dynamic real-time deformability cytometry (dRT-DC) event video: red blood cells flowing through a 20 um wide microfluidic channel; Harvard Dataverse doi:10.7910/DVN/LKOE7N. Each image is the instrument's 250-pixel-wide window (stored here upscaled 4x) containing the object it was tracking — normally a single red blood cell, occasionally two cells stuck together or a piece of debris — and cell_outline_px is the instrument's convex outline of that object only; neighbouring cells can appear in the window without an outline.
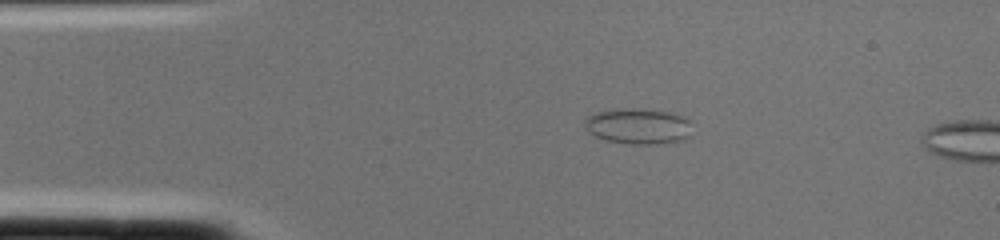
{"species": "common noctule bat (a hibernating species)", "species_latin": "Nyctalus noctula", "temperature_condition": "cold", "stored_images_in_passage": 2, "camera_frame_rate_fps": 3000, "um_per_image_px": 0.085, "animal": {"sex": "female", "body_mass_g": 22.0, "forearm_length_mm": 56.7}, "frame": {"image": 1, "passage_image": 1, "time_ms": 0.0, "image_size_px": [1000, 240], "cell_outline_px": [[692, 136], [684, 140], [656, 144], [628, 144], [608, 140], [596, 136], [588, 132], [584, 124], [584, 120], [588, 116], [596, 112], [624, 108], [632, 108], [668, 112], [688, 116], [692, 120]], "centroid_in_image_um": [54.34, 10.73], "position_along_channel_um": 30.7, "area_um2": 22.77}}